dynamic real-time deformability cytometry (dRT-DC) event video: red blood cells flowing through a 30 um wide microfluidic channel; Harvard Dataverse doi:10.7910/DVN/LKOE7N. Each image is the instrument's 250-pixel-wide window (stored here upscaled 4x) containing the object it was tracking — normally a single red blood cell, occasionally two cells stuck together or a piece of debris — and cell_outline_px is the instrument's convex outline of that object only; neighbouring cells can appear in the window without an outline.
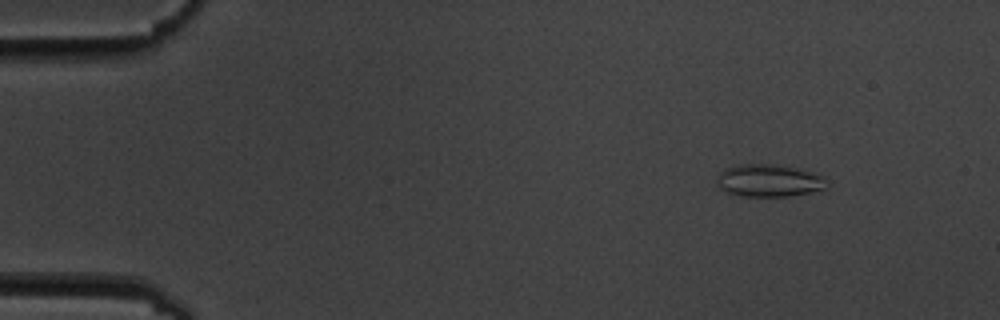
{"species": "common noctule bat (a hibernating species)", "species_latin": "Nyctalus noctula", "temperature_condition": "cold", "stored_images_in_passage": 4, "camera_frame_rate_fps": 3000, "um_per_image_px": 0.085, "animal": {"sex": "male", "body_mass_g": 19.5, "forearm_length_mm": 54.6}, "frame": {"image": 1, "passage_image": 2, "time_ms": 1.333, "image_size_px": [1000, 320], "cell_outline_px": [[832, 184], [828, 188], [812, 192], [788, 196], [744, 196], [728, 192], [720, 188], [716, 180], [720, 172], [724, 168], [740, 164], [776, 164], [796, 168], [812, 172], [824, 176]], "centroid_in_image_um": [65.43, 15.34], "position_along_channel_um": 19.6, "area_um2": 21.04}}